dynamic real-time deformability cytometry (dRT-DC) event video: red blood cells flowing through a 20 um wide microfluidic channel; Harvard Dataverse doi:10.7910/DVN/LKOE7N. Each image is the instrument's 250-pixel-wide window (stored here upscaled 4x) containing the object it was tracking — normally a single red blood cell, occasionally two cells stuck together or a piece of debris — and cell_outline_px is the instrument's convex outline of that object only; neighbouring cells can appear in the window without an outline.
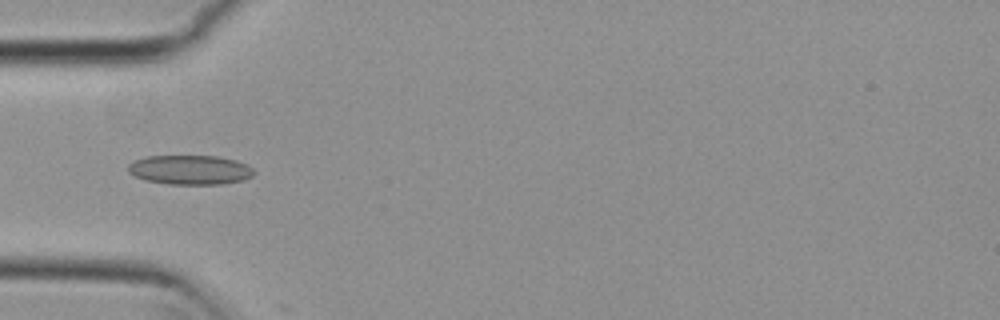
{"species": "common noctule bat (a hibernating species)", "species_latin": "Nyctalus noctula", "temperature_condition": "cold", "stored_images_in_passage": 5, "camera_frame_rate_fps": 3000, "um_per_image_px": 0.085, "animal": {"sex": "female", "body_mass_g": 29.2, "forearm_length_mm": 56.3}, "frame": {"image": 1, "passage_image": 3, "time_ms": 0.667, "image_size_px": [1000, 320], "cell_outline_px": [[256, 172], [252, 176], [244, 180], [220, 184], [168, 184], [144, 180], [128, 172], [128, 164], [136, 160], [148, 156], [216, 156], [236, 160], [252, 168]], "centroid_in_image_um": [16.16, 14.44], "position_along_channel_um": 68.8, "area_um2": 21.5}}
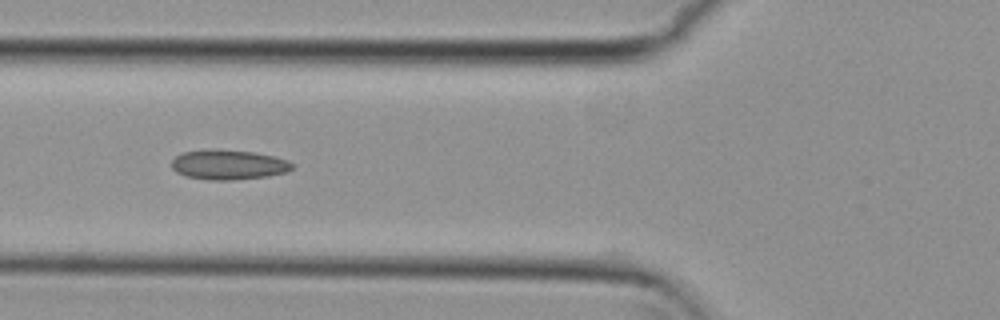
{"frame": {"image": 2, "passage_image": 4, "time_ms": 1.0, "image_size_px": [1000, 320], "cell_outline_px": [[292, 168], [288, 172], [268, 176], [232, 180], [208, 180], [184, 176], [176, 172], [172, 168], [172, 160], [176, 156], [184, 152], [216, 148], [252, 152], [272, 156], [288, 160], [292, 164]], "centroid_in_image_um": [19.4, 14.0], "position_along_channel_um": 106.4, "area_um2": 21.04}}